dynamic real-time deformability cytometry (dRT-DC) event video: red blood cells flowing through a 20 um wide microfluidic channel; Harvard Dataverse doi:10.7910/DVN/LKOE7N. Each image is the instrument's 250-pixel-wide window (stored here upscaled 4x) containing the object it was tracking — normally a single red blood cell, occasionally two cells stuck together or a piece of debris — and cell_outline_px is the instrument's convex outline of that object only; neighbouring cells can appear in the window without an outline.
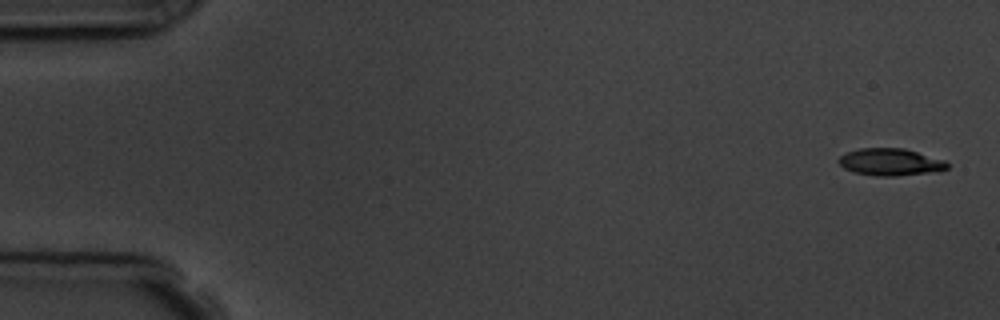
{"species": "common noctule bat (a hibernating species)", "species_latin": "Nyctalus noctula", "temperature_condition": "room temperature", "stored_images_in_passage": 6, "segment_of_instrument_passage": [1, 2], "camera_frame_rate_fps": 3000, "um_per_image_px": 0.085, "animal": {"sex": "male", "body_mass_g": 19.5, "forearm_length_mm": 54.6}, "frame": {"image": 1, "passage_image": 1, "time_ms": 0.0, "image_size_px": [1000, 320], "cell_outline_px": [[948, 168], [924, 172], [892, 176], [880, 176], [856, 172], [844, 168], [836, 160], [844, 152], [860, 148], [904, 148], [944, 160], [948, 164]], "centroid_in_image_um": [75.6, 13.74], "position_along_channel_um": 9.4, "area_um2": 16.76}}
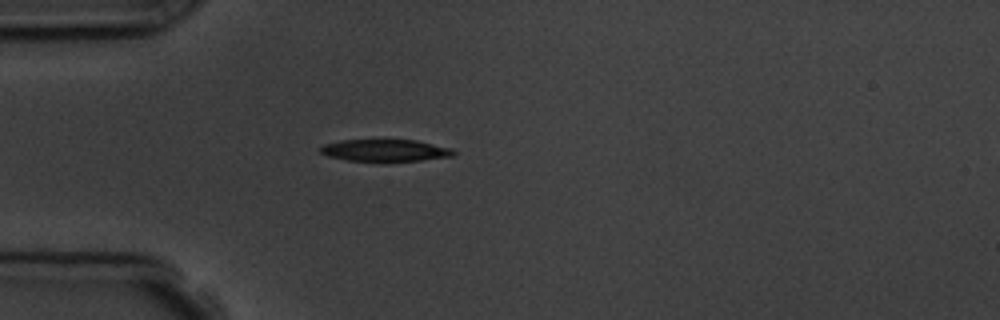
{"frame": {"image": 2, "passage_image": 5, "time_ms": 4.667, "image_size_px": [1000, 320], "cell_outline_px": [[456, 156], [384, 164], [348, 160], [328, 156], [320, 152], [320, 148], [324, 144], [344, 140], [416, 140], [452, 148], [456, 152]], "centroid_in_image_um": [32.79, 12.82], "position_along_channel_um": 52.2, "area_um2": 17.74}}